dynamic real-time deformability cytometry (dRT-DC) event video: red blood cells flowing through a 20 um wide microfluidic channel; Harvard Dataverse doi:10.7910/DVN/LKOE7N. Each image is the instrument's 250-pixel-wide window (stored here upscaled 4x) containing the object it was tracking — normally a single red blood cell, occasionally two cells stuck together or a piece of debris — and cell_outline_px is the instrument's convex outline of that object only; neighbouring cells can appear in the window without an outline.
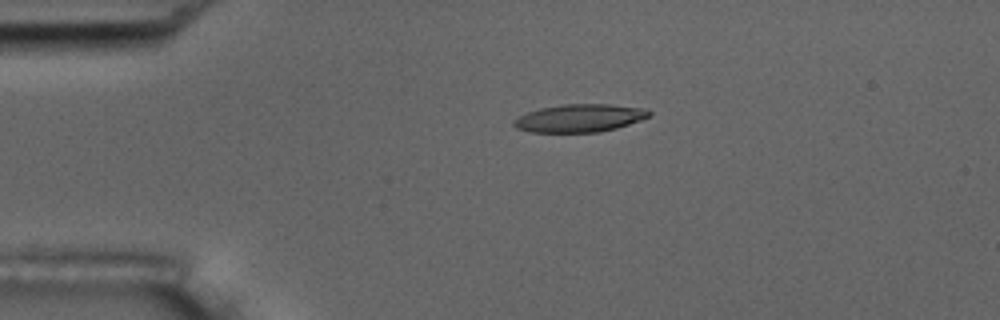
{"species": "common noctule bat (a hibernating species)", "species_latin": "Nyctalus noctula", "temperature_condition": "room temperature", "stored_images_in_passage": 1, "camera_frame_rate_fps": 3000, "um_per_image_px": 0.085, "animal": {"sex": "male", "body_mass_g": 17.5, "forearm_length_mm": 52.3}, "frame": {"image": 1, "passage_image": 1, "time_ms": 0.0, "image_size_px": [1000, 320], "cell_outline_px": [[652, 116], [616, 128], [600, 132], [528, 132], [516, 128], [512, 124], [512, 120], [528, 112], [540, 108], [564, 104], [608, 104], [644, 108], [652, 112]], "centroid_in_image_um": [49.26, 10.04], "position_along_channel_um": 35.7, "area_um2": 22.02}}